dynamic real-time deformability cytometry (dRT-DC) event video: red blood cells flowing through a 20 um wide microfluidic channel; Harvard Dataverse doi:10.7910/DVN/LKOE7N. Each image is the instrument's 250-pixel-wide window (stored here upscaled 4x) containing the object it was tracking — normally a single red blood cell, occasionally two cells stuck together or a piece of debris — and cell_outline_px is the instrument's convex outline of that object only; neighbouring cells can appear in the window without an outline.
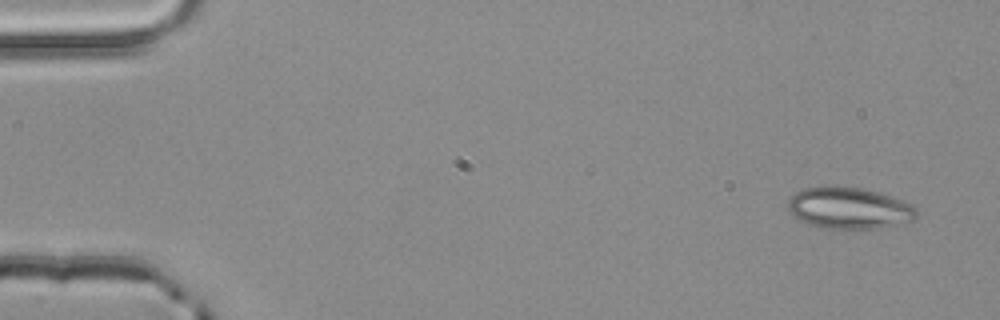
{"species": "common noctule bat (a hibernating species)", "species_latin": "Nyctalus noctula", "temperature_condition": "room temperature", "stored_images_in_passage": 3, "camera_frame_rate_fps": 3000, "um_per_image_px": 0.085, "animal": {"sex": "male", "body_mass_g": 20.4}, "frame": {"image": 1, "passage_image": 1, "time_ms": 0.0, "image_size_px": [1000, 320], "cell_outline_px": [[916, 216], [912, 220], [896, 224], [876, 228], [820, 228], [808, 224], [792, 216], [788, 208], [788, 200], [796, 192], [804, 188], [824, 184], [836, 184], [860, 188], [876, 192], [904, 200], [912, 204], [916, 208]], "centroid_in_image_um": [72.11, 17.65], "position_along_channel_um": 12.9, "area_um2": 31.39}}